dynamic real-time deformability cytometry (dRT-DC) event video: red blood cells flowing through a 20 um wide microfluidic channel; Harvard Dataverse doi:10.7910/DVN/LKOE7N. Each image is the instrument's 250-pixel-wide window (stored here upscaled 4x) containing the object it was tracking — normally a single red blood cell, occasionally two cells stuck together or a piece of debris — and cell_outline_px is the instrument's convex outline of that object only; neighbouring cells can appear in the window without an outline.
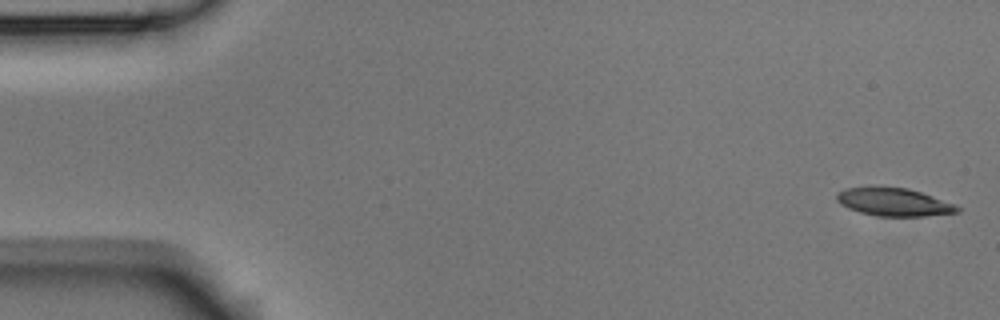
{"species": "Egyptian fruit bat (a non-hibernating species)", "species_latin": "Rousettus aegyptiacus", "temperature_condition": "room temperature", "stored_images_in_passage": 4, "camera_frame_rate_fps": 3000, "um_per_image_px": 0.085, "animal": {"sex": "male"}, "frame": {"image": 1, "passage_image": 1, "time_ms": 0.0, "image_size_px": [1000, 320], "cell_outline_px": [[964, 208], [960, 212], [924, 216], [876, 216], [860, 212], [848, 208], [840, 204], [836, 200], [836, 196], [844, 188], [908, 188], [956, 204]], "centroid_in_image_um": [76.04, 17.2], "position_along_channel_um": 9.0, "area_um2": 19.42}}
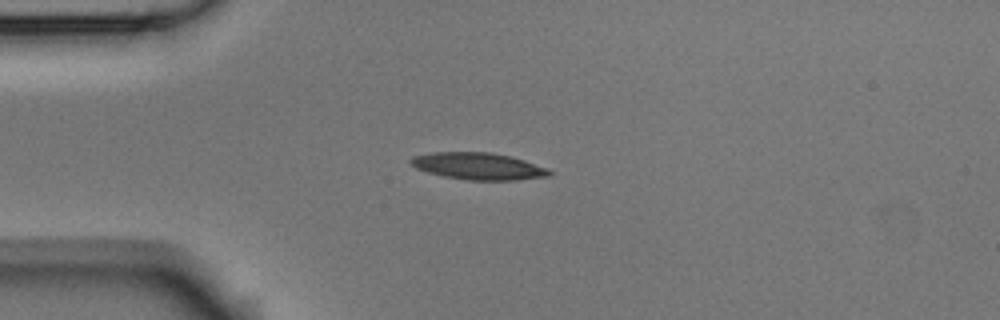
{"frame": {"image": 2, "passage_image": 4, "time_ms": 1.0, "image_size_px": [1000, 320], "cell_outline_px": [[552, 176], [516, 180], [468, 180], [444, 176], [428, 172], [416, 168], [408, 160], [412, 156], [432, 152], [492, 152], [512, 156], [548, 168], [552, 172]], "centroid_in_image_um": [40.68, 14.12], "position_along_channel_um": 44.3, "area_um2": 21.91}}